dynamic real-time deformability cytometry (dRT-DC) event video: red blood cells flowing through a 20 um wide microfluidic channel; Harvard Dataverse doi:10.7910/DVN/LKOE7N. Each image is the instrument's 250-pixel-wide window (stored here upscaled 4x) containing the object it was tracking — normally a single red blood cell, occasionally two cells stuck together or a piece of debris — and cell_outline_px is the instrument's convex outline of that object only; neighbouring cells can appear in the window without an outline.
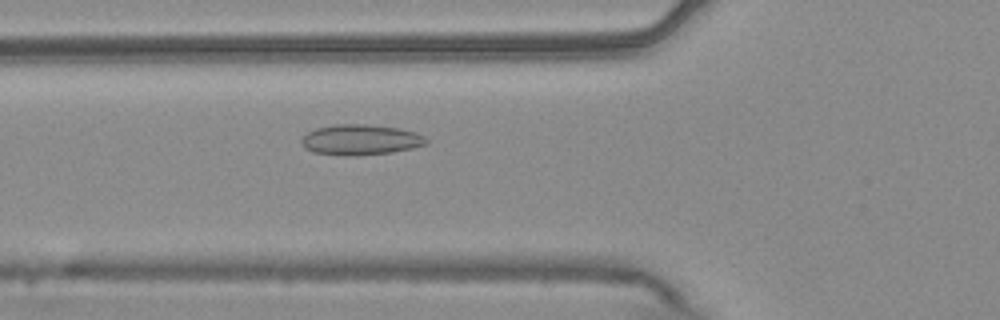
{"species": "common noctule bat (a hibernating species)", "species_latin": "Nyctalus noctula", "temperature_condition": "warm", "stored_images_in_passage": 52, "camera_frame_rate_fps": 3000, "um_per_image_px": 0.085, "animal": {"sex": "male", "body_mass_g": 20.4}, "frame": {"image": 1, "passage_image": 18, "time_ms": 5.667, "image_size_px": [1000, 320], "cell_outline_px": [[428, 144], [412, 148], [392, 152], [356, 156], [344, 156], [312, 152], [304, 148], [300, 140], [308, 132], [316, 128], [332, 124], [364, 124], [400, 128], [416, 132], [424, 136], [428, 140]], "centroid_in_image_um": [30.64, 11.88], "position_along_channel_um": 95.2, "area_um2": 22.43}}
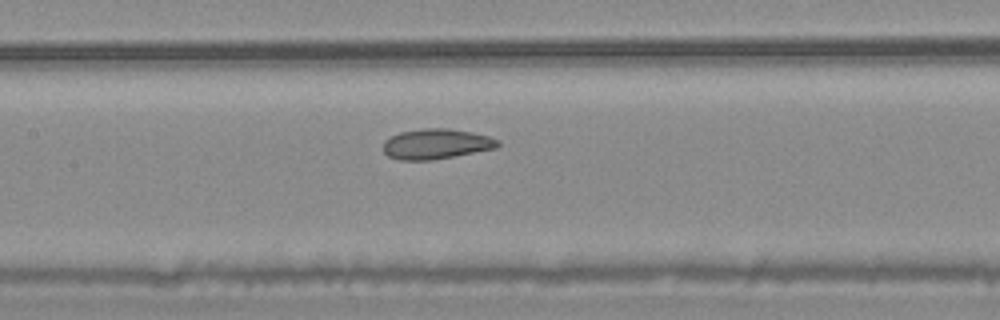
{"frame": {"image": 2, "passage_image": 24, "time_ms": 7.667, "image_size_px": [1000, 320], "cell_outline_px": [[500, 144], [496, 148], [432, 160], [400, 160], [388, 156], [384, 152], [384, 140], [400, 132], [424, 128], [448, 128], [472, 132], [488, 136], [500, 140]], "centroid_in_image_um": [37.08, 12.23], "position_along_channel_um": 170.3, "area_um2": 20.11}}
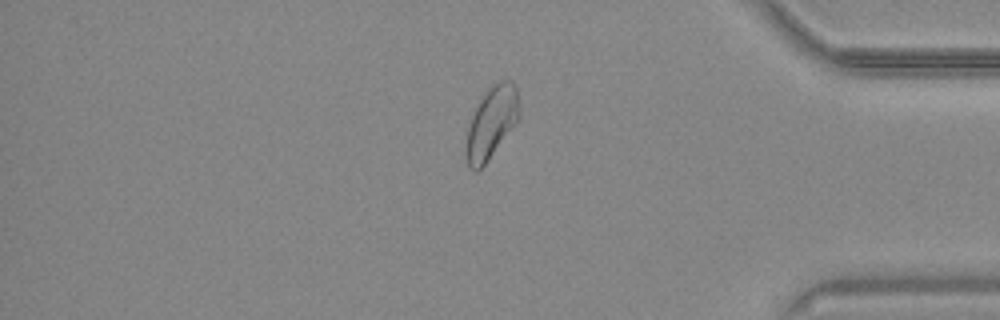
{"frame": {"image": 3, "passage_image": 44, "time_ms": 14.333, "image_size_px": [1000, 320], "cell_outline_px": [[520, 112], [516, 120], [488, 160], [476, 172], [468, 168], [468, 128], [472, 116], [480, 100], [492, 84], [500, 80], [512, 80], [516, 88]], "centroid_in_image_um": [41.79, 10.37], "position_along_channel_um": 393.4, "area_um2": 21.15}, "authors_computed_cell_mechanics": {"area_um2": 22.1663, "velocity_mm_per_s": 3.7258, "shape_relaxation_time_tau1_ms": null, "shape_relaxation_time_tau2_ms": 2.4309, "deformation_change_tau1": null, "deformation_change_tau2": 0.0562}}